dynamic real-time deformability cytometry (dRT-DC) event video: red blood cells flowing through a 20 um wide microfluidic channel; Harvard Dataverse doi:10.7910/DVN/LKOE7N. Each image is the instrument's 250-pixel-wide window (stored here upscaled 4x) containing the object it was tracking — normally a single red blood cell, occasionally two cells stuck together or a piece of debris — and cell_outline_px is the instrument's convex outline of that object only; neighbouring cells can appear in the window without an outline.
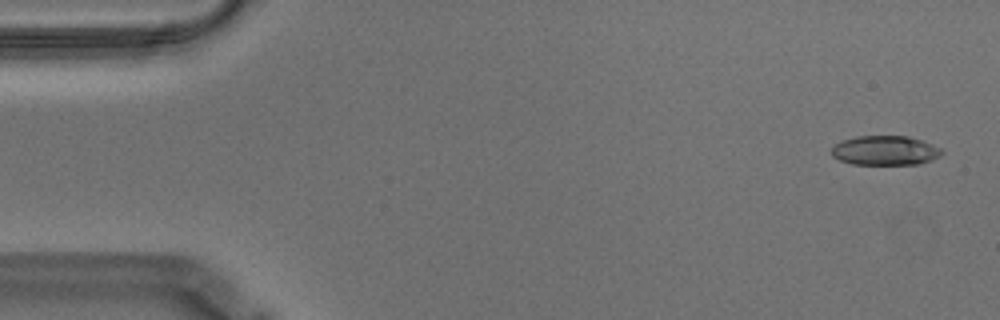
{"species": "Egyptian fruit bat (a non-hibernating species)", "species_latin": "Rousettus aegyptiacus", "temperature_condition": "warm", "stored_images_in_passage": 56, "camera_frame_rate_fps": 3000, "um_per_image_px": 0.085, "animal": {"sex": "male"}, "frame": {"image": 1, "passage_image": 2, "time_ms": 0.333, "image_size_px": [1000, 320], "cell_outline_px": [[944, 152], [940, 156], [932, 160], [920, 164], [852, 164], [840, 160], [832, 156], [832, 148], [836, 144], [844, 140], [856, 136], [908, 136], [924, 140], [940, 148]], "centroid_in_image_um": [75.28, 12.79], "position_along_channel_um": 9.7, "area_um2": 18.96}}
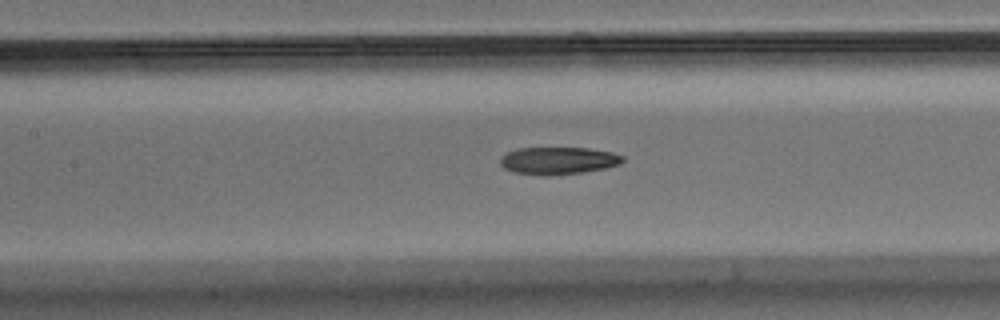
{"frame": {"image": 2, "passage_image": 25, "time_ms": 8.0, "image_size_px": [1000, 320], "cell_outline_px": [[624, 160], [620, 164], [604, 168], [580, 172], [548, 176], [544, 176], [512, 172], [504, 168], [500, 164], [500, 156], [516, 148], [588, 148], [612, 152], [624, 156]], "centroid_in_image_um": [47.41, 13.65], "position_along_channel_um": 160.0, "area_um2": 19.59}}
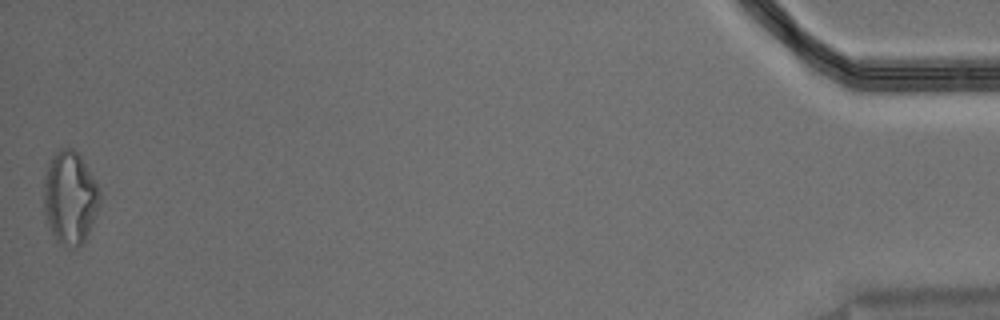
{"frame": {"image": 3, "passage_image": 56, "time_ms": 18.333, "image_size_px": [1000, 320], "cell_outline_px": [[100, 204], [88, 232], [84, 240], [76, 248], [60, 244], [56, 240], [48, 224], [44, 212], [44, 180], [48, 164], [52, 156], [60, 148], [72, 148], [80, 156], [100, 188]], "centroid_in_image_um": [5.94, 16.79], "position_along_channel_um": 429.3, "area_um2": 30.11}, "authors_computed_cell_mechanics": {"area_um2": 20.23, "velocity_mm_per_s": 3.5392, "shape_relaxation_time_tau1_ms": 9.7857, "shape_relaxation_time_tau2_ms": 6.2669, "deformation_change_tau1": 0.2342, "deformation_change_tau2": 0.1638}}